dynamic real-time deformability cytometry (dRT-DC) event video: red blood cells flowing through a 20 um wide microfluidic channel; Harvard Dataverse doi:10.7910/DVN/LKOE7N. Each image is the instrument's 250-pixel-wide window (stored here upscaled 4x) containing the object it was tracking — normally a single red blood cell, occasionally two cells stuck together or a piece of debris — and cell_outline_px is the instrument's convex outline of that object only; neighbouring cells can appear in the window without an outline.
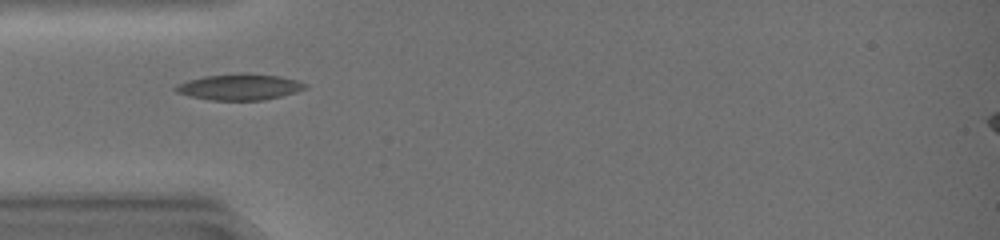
{"species": "common noctule bat (a hibernating species)", "species_latin": "Nyctalus noctula", "temperature_condition": "warm", "stored_images_in_passage": 33, "camera_frame_rate_fps": 3000, "um_per_image_px": 0.085, "animal": {"sex": "female", "body_mass_g": 19.0, "forearm_length_mm": 51.5}, "frame": {"image": 1, "passage_image": 2, "time_ms": 0.333, "image_size_px": [1000, 240], "cell_outline_px": [[308, 88], [296, 92], [264, 100], [212, 100], [192, 96], [176, 92], [172, 88], [176, 84], [188, 80], [204, 76], [240, 72], [244, 72], [280, 76], [296, 80], [308, 84]], "centroid_in_image_um": [20.37, 7.37], "position_along_channel_um": 64.6, "area_um2": 19.88}}
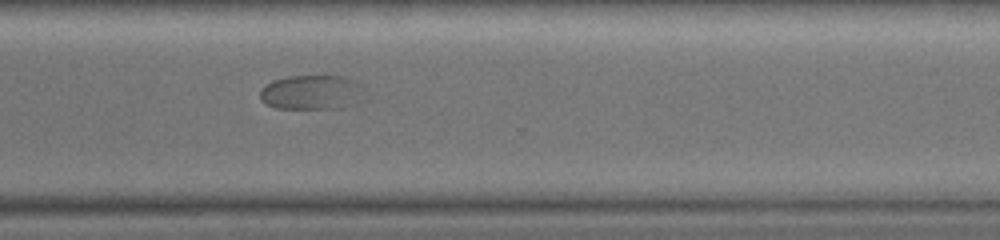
{"frame": {"image": 2, "passage_image": 22, "time_ms": 7.0, "image_size_px": [1000, 240], "cell_outline_px": [[352, 80], [340, 108], [276, 108], [268, 104], [260, 96], [260, 88], [264, 84], [272, 80], [288, 76], [340, 76]], "centroid_in_image_um": [26.0, 7.81], "position_along_channel_um": 344.6, "area_um2": 18.44}}
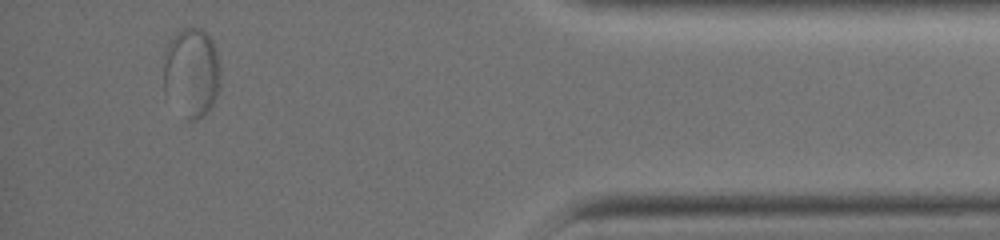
{"frame": {"image": 3, "passage_image": 30, "time_ms": 9.667, "image_size_px": [1000, 240], "cell_outline_px": [[220, 84], [212, 108], [204, 116], [196, 120], [188, 120], [164, 96], [164, 64], [168, 40], [180, 28], [200, 28], [212, 40], [216, 48], [220, 72]], "centroid_in_image_um": [16.28, 6.18], "position_along_channel_um": 418.9, "area_um2": 30.06}}